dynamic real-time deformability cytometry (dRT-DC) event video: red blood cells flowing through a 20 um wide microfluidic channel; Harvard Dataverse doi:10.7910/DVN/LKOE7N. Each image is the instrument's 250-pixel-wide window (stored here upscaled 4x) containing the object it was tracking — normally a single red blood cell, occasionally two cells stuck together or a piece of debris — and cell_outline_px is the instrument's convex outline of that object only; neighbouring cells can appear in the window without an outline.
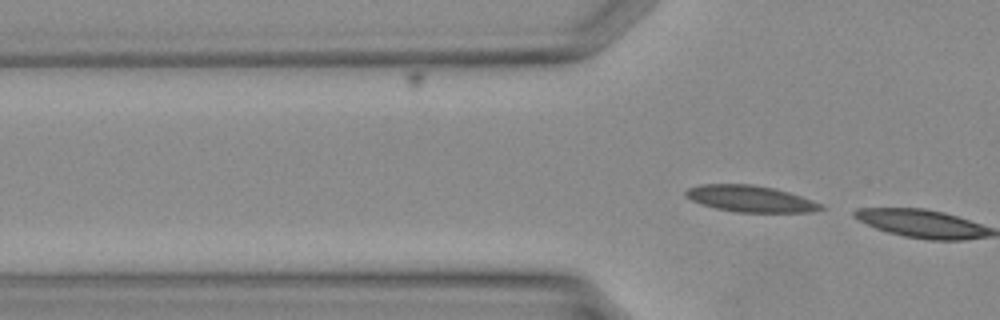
{"species": "Egyptian fruit bat (a non-hibernating species)", "species_latin": "Rousettus aegyptiacus", "temperature_condition": "warm", "stored_images_in_passage": 4, "camera_frame_rate_fps": 3000, "um_per_image_px": 0.085, "animal": {"sex": "female"}, "frame": {"image": 1, "passage_image": 4, "time_ms": 1.0, "image_size_px": [1000, 320], "cell_outline_px": [[828, 208], [812, 212], [736, 212], [716, 208], [700, 204], [684, 196], [684, 192], [688, 188], [700, 184], [752, 184], [772, 188], [788, 192], [824, 204]], "centroid_in_image_um": [63.79, 16.9], "position_along_channel_um": 62.0, "area_um2": 20.92}}